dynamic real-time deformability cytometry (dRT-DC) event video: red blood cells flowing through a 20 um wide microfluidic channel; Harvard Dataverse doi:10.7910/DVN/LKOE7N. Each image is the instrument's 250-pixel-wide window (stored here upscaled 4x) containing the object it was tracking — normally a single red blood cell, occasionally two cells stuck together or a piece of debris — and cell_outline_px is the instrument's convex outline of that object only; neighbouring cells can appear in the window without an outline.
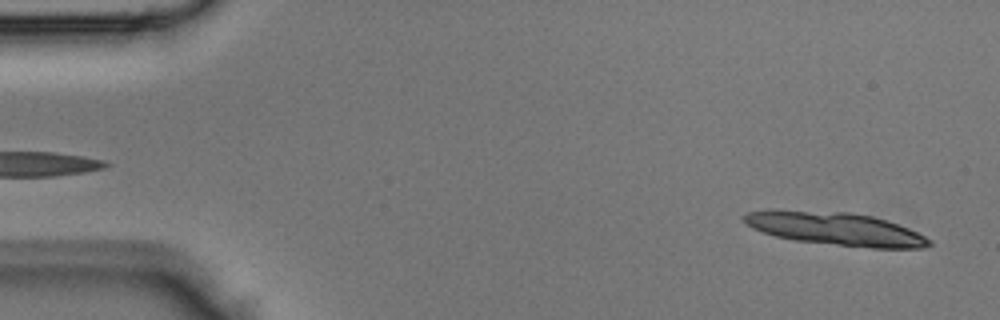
{"species": "Egyptian fruit bat (a non-hibernating species)", "species_latin": "Rousettus aegyptiacus", "temperature_condition": "room temperature", "stored_images_in_passage": 40, "camera_frame_rate_fps": 3000, "um_per_image_px": 0.085, "animal": {"sex": "male"}, "frame": {"image": 1, "passage_image": 1, "time_ms": 0.0, "image_size_px": [1000, 320], "cell_outline_px": [[932, 244], [924, 248], [872, 248], [796, 240], [776, 236], [752, 228], [744, 220], [744, 216], [748, 212], [768, 208], [776, 208], [852, 212], [872, 216], [908, 228], [932, 240]], "centroid_in_image_um": [70.98, 19.41], "position_along_channel_um": 14.0, "area_um2": 35.84}}
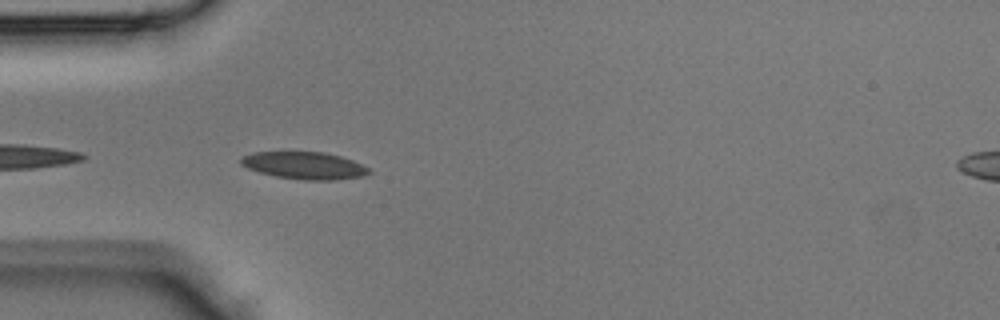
{"frame": {"image": 2, "passage_image": 12, "time_ms": 3.667, "image_size_px": [1000, 320], "cell_outline_px": [[372, 172], [360, 176], [332, 180], [304, 180], [276, 176], [260, 172], [248, 168], [240, 164], [240, 160], [244, 156], [252, 152], [324, 152], [340, 156], [352, 160], [368, 168]], "centroid_in_image_um": [25.85, 14.06], "position_along_channel_um": 59.2, "area_um2": 20.06}}